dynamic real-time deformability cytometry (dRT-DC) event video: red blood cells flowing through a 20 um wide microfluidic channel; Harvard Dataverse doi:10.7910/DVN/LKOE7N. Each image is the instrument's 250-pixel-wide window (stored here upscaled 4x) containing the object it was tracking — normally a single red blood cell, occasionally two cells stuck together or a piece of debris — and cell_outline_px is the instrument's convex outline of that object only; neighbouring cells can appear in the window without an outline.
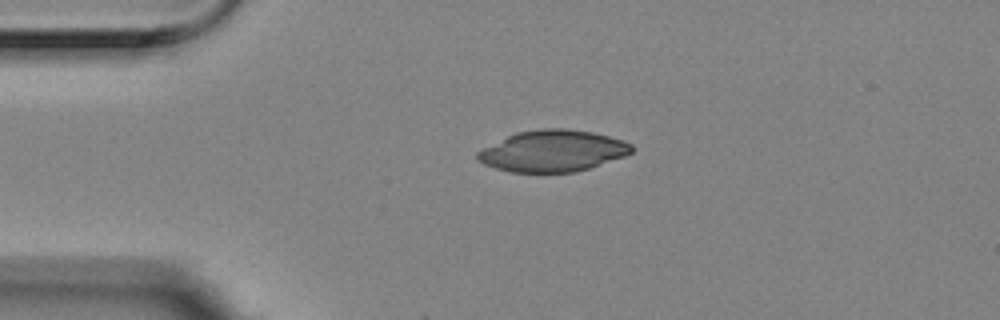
{"species": "Egyptian fruit bat (a non-hibernating species)", "species_latin": "Rousettus aegyptiacus", "temperature_condition": "room temperature", "stored_images_in_passage": 3, "camera_frame_rate_fps": 3000, "um_per_image_px": 0.085, "animal": {"sex": "female"}, "frame": {"image": 1, "passage_image": 2, "time_ms": 0.333, "image_size_px": [1000, 320], "cell_outline_px": [[636, 148], [632, 152], [624, 156], [576, 172], [512, 172], [496, 168], [484, 164], [476, 160], [476, 152], [516, 132], [540, 128], [564, 128], [592, 132], [624, 140], [632, 144]], "centroid_in_image_um": [47.0, 12.82], "position_along_channel_um": 38.0, "area_um2": 37.11}}